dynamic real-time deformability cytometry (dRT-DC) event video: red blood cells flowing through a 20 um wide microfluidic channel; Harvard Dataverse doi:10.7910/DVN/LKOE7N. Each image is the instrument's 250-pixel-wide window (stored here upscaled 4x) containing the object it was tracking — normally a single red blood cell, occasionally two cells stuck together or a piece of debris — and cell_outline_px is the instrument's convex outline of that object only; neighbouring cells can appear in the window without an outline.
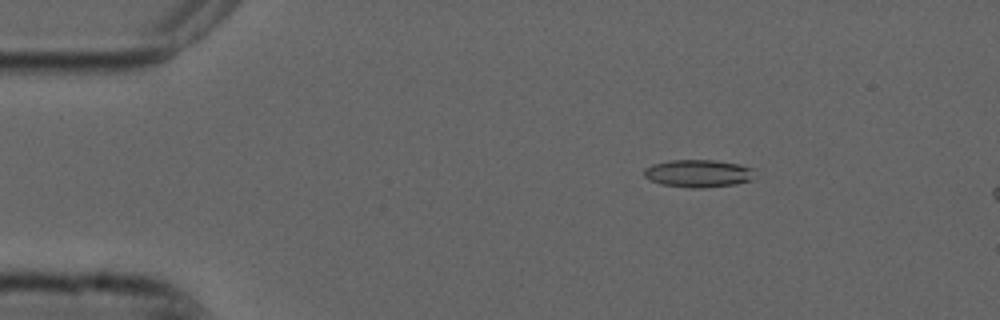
{"species": "common noctule bat (a hibernating species)", "species_latin": "Nyctalus noctula", "temperature_condition": "cold", "stored_images_in_passage": 15, "camera_frame_rate_fps": 3000, "um_per_image_px": 0.085, "animal": {"sex": "male", "forearm_length_mm": 52.5}, "frame": {"image": 1, "passage_image": 9, "time_ms": 2.667, "image_size_px": [1000, 320], "cell_outline_px": [[756, 180], [736, 184], [704, 188], [692, 188], [660, 184], [644, 176], [644, 168], [652, 164], [672, 160], [712, 160], [740, 164], [752, 168]], "centroid_in_image_um": [59.4, 14.75], "position_along_channel_um": 25.6, "area_um2": 17.98}}